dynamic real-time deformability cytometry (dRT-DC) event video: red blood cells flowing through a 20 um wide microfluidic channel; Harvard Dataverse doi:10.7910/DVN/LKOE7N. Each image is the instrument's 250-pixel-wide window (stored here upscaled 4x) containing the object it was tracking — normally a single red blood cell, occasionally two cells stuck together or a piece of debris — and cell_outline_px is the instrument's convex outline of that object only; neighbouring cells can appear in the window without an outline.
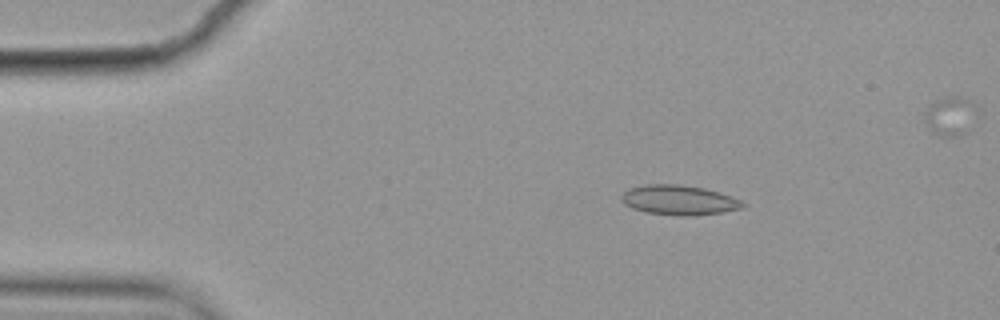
{"species": "common noctule bat (a hibernating species)", "species_latin": "Nyctalus noctula", "temperature_condition": "cold", "stored_images_in_passage": 4, "camera_frame_rate_fps": 3000, "um_per_image_px": 0.085, "animal": {"sex": "female", "body_mass_g": 19.9}, "frame": {"image": 1, "passage_image": 2, "time_ms": 0.333, "image_size_px": [1000, 320], "cell_outline_px": [[748, 204], [744, 208], [720, 212], [688, 216], [680, 216], [648, 212], [632, 208], [624, 204], [620, 200], [620, 196], [624, 192], [632, 188], [644, 184], [680, 184], [704, 188], [720, 192], [740, 200]], "centroid_in_image_um": [57.72, 17.0], "position_along_channel_um": 27.3, "area_um2": 21.04}}
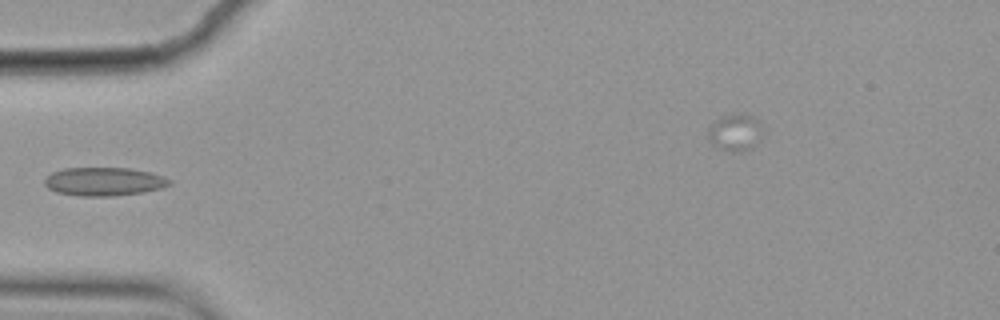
{"frame": {"image": 2, "passage_image": 4, "time_ms": 1.0, "image_size_px": [1000, 320], "cell_outline_px": [[172, 184], [160, 188], [144, 192], [112, 196], [80, 196], [56, 192], [48, 188], [44, 184], [44, 180], [52, 172], [64, 168], [128, 168], [148, 172], [164, 176], [172, 180]], "centroid_in_image_um": [8.84, 15.43], "position_along_channel_um": 76.2, "area_um2": 20.69}}